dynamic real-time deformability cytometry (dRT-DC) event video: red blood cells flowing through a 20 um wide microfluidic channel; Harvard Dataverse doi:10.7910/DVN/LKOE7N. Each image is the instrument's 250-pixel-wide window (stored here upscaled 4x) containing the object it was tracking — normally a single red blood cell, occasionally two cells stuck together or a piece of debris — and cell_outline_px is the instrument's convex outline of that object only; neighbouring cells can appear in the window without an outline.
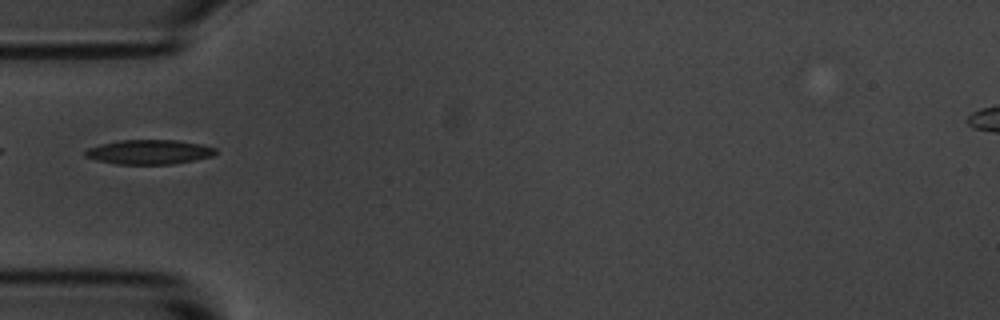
{"species": "common noctule bat (a hibernating species)", "species_latin": "Nyctalus noctula", "temperature_condition": "room temperature", "stored_images_in_passage": 5, "camera_frame_rate_fps": 3000, "um_per_image_px": 0.085, "animal": {"sex": "male", "body_mass_g": 20.1, "forearm_length_mm": 53.5}, "frame": {"image": 1, "passage_image": 5, "time_ms": 5.333, "image_size_px": [1000, 320], "cell_outline_px": [[216, 152], [212, 156], [172, 164], [116, 164], [96, 160], [84, 156], [84, 152], [88, 148], [100, 144], [120, 140], [176, 140], [200, 144], [216, 148]], "centroid_in_image_um": [12.64, 12.92], "position_along_channel_um": 72.4, "area_um2": 18.5}}